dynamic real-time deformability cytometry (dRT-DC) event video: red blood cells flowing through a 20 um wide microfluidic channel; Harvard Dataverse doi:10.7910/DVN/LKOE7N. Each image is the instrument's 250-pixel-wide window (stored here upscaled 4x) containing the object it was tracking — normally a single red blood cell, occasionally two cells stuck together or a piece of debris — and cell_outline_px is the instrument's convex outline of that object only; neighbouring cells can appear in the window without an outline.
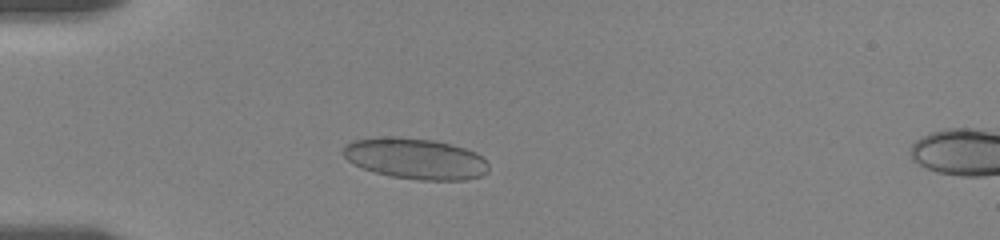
{"species": "human", "species_latin": "Homo sapiens", "temperature_condition": "room temperature", "stored_images_in_passage": 19, "camera_frame_rate_fps": 3000, "um_per_image_px": 0.085, "donor": {"sex": "female"}, "frame": {"image": 1, "passage_image": 7, "time_ms": 4.0, "image_size_px": [1000, 240], "cell_outline_px": [[488, 172], [480, 176], [468, 180], [420, 180], [392, 176], [376, 172], [364, 168], [348, 160], [340, 152], [344, 144], [352, 140], [384, 136], [392, 136], [436, 140], [464, 148], [476, 152], [488, 164]], "centroid_in_image_um": [35.29, 13.47], "position_along_channel_um": 49.7, "area_um2": 34.8}}
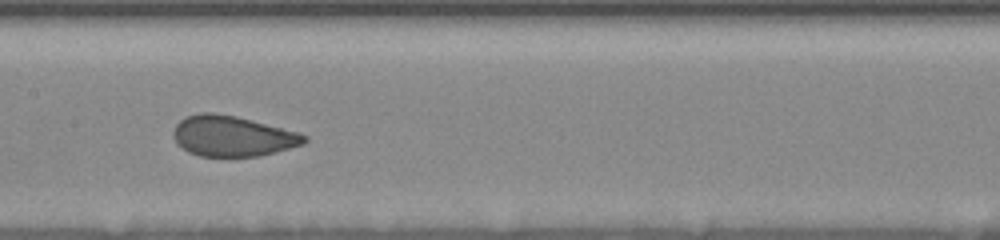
{"frame": {"image": 2, "passage_image": 13, "time_ms": 8.333, "image_size_px": [1000, 240], "cell_outline_px": [[308, 140], [304, 144], [260, 156], [200, 156], [188, 152], [176, 144], [172, 132], [176, 124], [184, 116], [200, 112], [212, 112], [236, 116], [300, 132], [308, 136]], "centroid_in_image_um": [19.75, 11.56], "position_along_channel_um": 187.7, "area_um2": 31.21}}
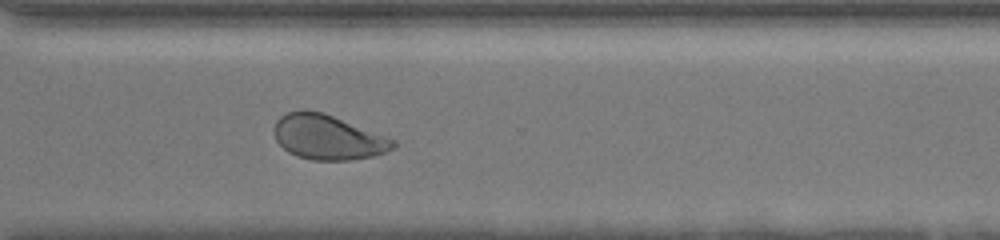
{"frame": {"image": 3, "passage_image": 19, "time_ms": 12.667, "image_size_px": [1000, 240], "cell_outline_px": [[396, 144], [392, 148], [384, 152], [372, 156], [348, 160], [312, 160], [296, 156], [288, 152], [276, 140], [272, 128], [276, 120], [280, 116], [288, 112], [300, 108], [304, 108], [324, 112], [396, 140]], "centroid_in_image_um": [27.81, 11.63], "position_along_channel_um": 342.8, "area_um2": 31.27}}